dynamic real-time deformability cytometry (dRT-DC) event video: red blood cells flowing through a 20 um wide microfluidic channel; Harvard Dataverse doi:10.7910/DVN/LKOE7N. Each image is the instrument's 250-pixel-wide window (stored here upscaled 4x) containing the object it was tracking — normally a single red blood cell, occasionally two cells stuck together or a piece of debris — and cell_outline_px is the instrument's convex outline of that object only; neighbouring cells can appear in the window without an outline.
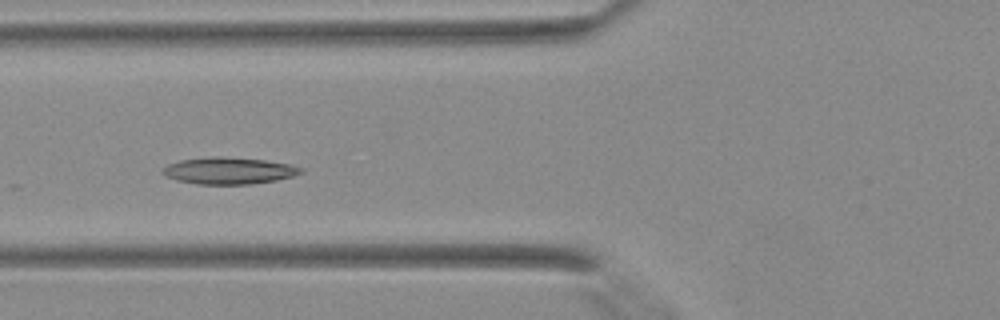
{"species": "Egyptian fruit bat (a non-hibernating species)", "species_latin": "Rousettus aegyptiacus", "temperature_condition": "warm", "stored_images_in_passage": 25, "camera_frame_rate_fps": 3000, "um_per_image_px": 0.085, "animal": {"sex": "female"}, "frame": {"image": 1, "passage_image": 4, "time_ms": 1.0, "image_size_px": [1000, 320], "cell_outline_px": [[304, 172], [292, 176], [276, 180], [252, 184], [196, 184], [176, 180], [160, 172], [168, 164], [180, 160], [212, 156], [216, 156], [264, 160], [292, 164], [304, 168]], "centroid_in_image_um": [19.48, 14.51], "position_along_channel_um": 106.3, "area_um2": 21.56}}
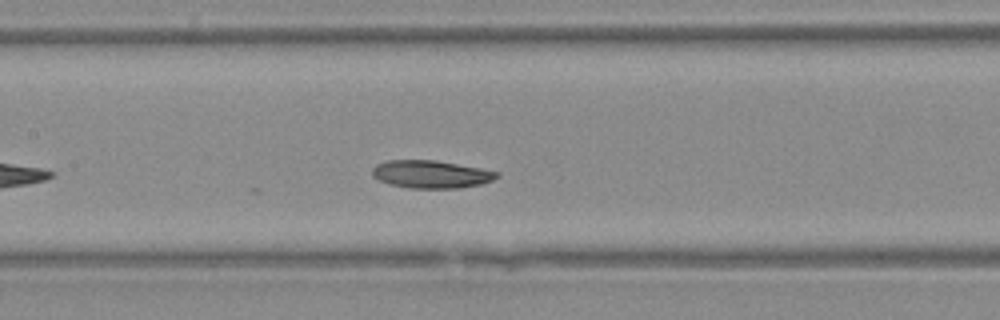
{"frame": {"image": 2, "passage_image": 8, "time_ms": 2.333, "image_size_px": [1000, 320], "cell_outline_px": [[500, 176], [492, 180], [480, 184], [460, 188], [408, 188], [392, 184], [380, 180], [372, 176], [372, 168], [376, 164], [388, 160], [436, 160], [480, 168], [500, 172]], "centroid_in_image_um": [36.65, 14.8], "position_along_channel_um": 170.8, "area_um2": 20.11}}
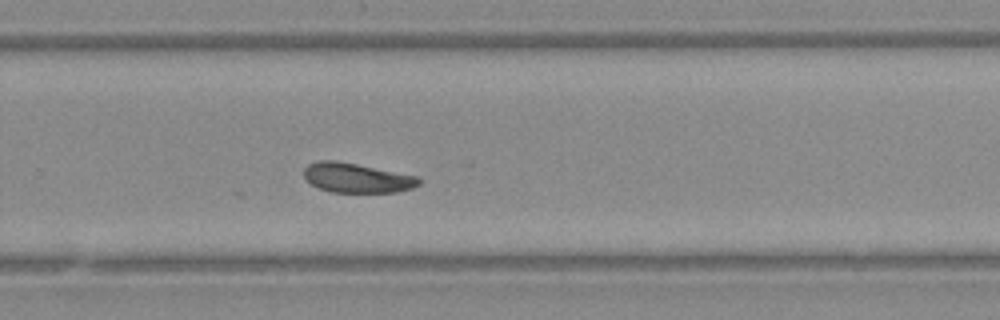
{"frame": {"image": 3, "passage_image": 16, "time_ms": 5.0, "image_size_px": [1000, 320], "cell_outline_px": [[420, 184], [412, 188], [396, 192], [332, 192], [320, 188], [312, 184], [304, 176], [304, 168], [308, 164], [320, 160], [336, 160], [416, 176], [420, 180]], "centroid_in_image_um": [30.31, 15.12], "position_along_channel_um": 299.5, "area_um2": 19.54}}